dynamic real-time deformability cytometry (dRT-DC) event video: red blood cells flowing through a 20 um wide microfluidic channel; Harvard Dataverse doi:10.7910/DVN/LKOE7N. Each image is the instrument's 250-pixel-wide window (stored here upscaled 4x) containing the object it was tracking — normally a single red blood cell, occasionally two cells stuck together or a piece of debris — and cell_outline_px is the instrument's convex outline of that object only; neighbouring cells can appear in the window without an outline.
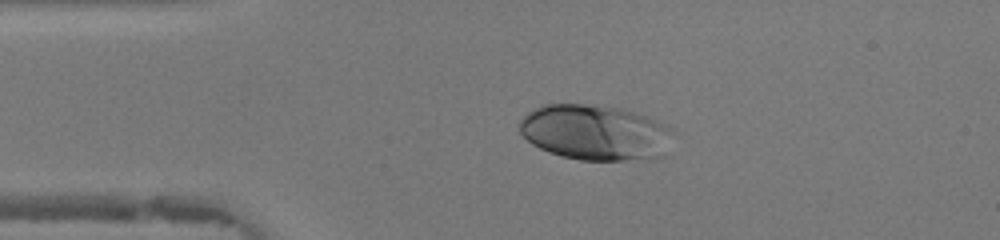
{"species": "human", "species_latin": "Homo sapiens", "temperature_condition": "warm", "stored_images_in_passage": 45, "camera_frame_rate_fps": 3000, "um_per_image_px": 0.085, "donor": {"sex": "female"}, "frame": {"image": 1, "passage_image": 9, "time_ms": 2.667, "image_size_px": [1000, 240], "cell_outline_px": [[672, 128], [664, 156], [624, 160], [580, 160], [560, 156], [548, 152], [532, 144], [520, 132], [516, 124], [532, 108], [540, 104], [584, 104], [624, 108], [648, 116], [668, 124]], "centroid_in_image_um": [50.55, 11.24], "position_along_channel_um": 34.5, "area_um2": 50.05}}
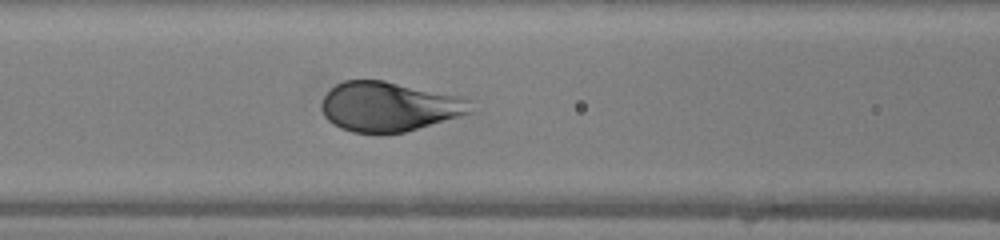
{"frame": {"image": 2, "passage_image": 18, "time_ms": 5.667, "image_size_px": [1000, 240], "cell_outline_px": [[472, 112], [404, 132], [352, 132], [340, 128], [332, 124], [324, 116], [320, 108], [320, 104], [324, 96], [336, 84], [344, 80], [384, 80], [460, 96], [472, 100]], "centroid_in_image_um": [33.04, 9.04], "position_along_channel_um": 133.6, "area_um2": 42.89}}
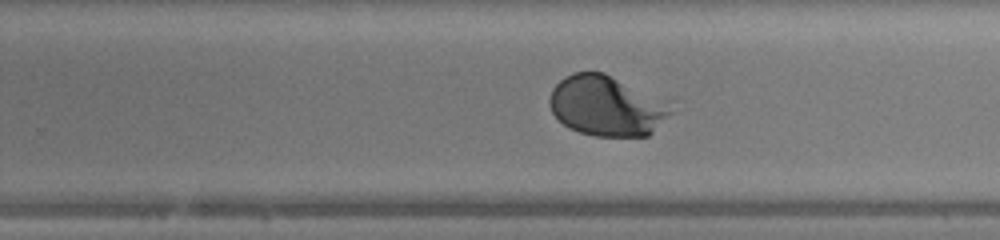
{"frame": {"image": 3, "passage_image": 28, "time_ms": 9.0, "image_size_px": [1000, 240], "cell_outline_px": [[676, 112], [648, 136], [596, 136], [580, 132], [568, 128], [552, 112], [548, 104], [548, 100], [552, 88], [564, 76], [572, 72], [604, 72], [676, 100]], "centroid_in_image_um": [51.72, 8.97], "position_along_channel_um": 278.1, "area_um2": 44.45}}